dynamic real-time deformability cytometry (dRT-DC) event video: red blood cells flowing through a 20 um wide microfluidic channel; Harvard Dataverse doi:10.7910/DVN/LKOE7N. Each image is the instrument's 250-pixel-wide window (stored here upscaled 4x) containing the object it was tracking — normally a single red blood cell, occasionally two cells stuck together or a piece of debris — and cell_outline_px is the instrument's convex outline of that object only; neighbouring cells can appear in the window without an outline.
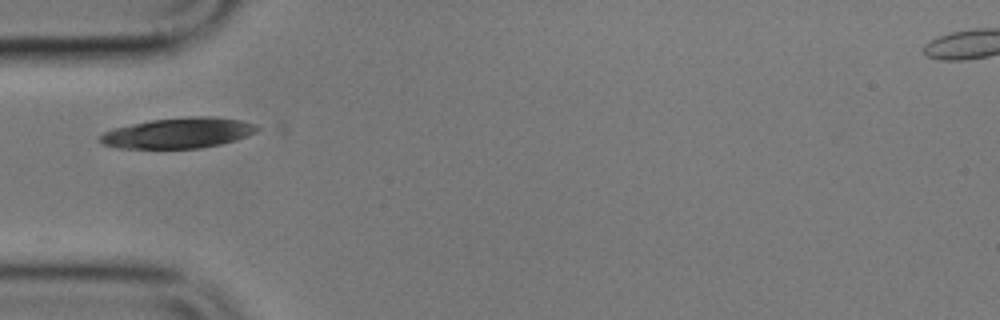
{"species": "common noctule bat (a hibernating species)", "species_latin": "Nyctalus noctula", "temperature_condition": "cold", "stored_images_in_passage": 6, "camera_frame_rate_fps": 3000, "um_per_image_px": 0.085, "animal": {"sex": "male", "body_mass_g": 17.9}, "frame": {"image": 1, "passage_image": 1, "time_ms": 0.0, "image_size_px": [1000, 320], "cell_outline_px": [[264, 128], [248, 136], [236, 140], [220, 144], [200, 148], [116, 148], [100, 144], [96, 140], [104, 132], [112, 128], [152, 120], [188, 116], [212, 116], [240, 120], [256, 124]], "centroid_in_image_um": [15.17, 11.3], "position_along_channel_um": 69.8, "area_um2": 28.26}}
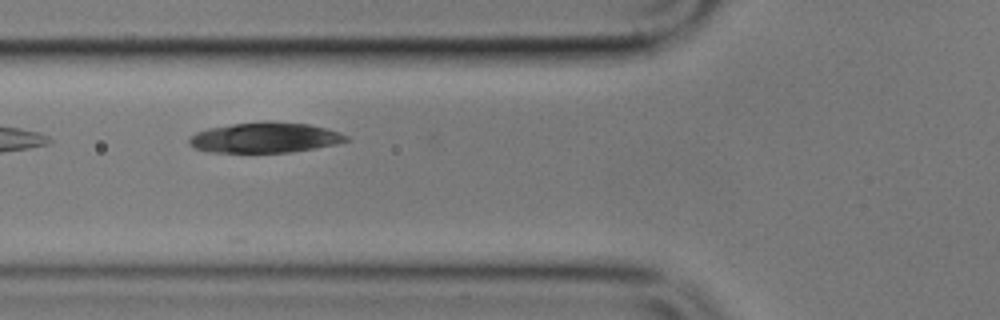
{"frame": {"image": 2, "passage_image": 2, "time_ms": 1.0, "image_size_px": [1000, 320], "cell_outline_px": [[348, 140], [336, 144], [316, 148], [292, 152], [208, 152], [196, 148], [188, 144], [188, 140], [196, 132], [208, 128], [232, 124], [268, 120], [272, 120], [308, 124], [328, 128], [340, 132], [348, 136]], "centroid_in_image_um": [22.54, 11.68], "position_along_channel_um": 103.3, "area_um2": 27.98}}
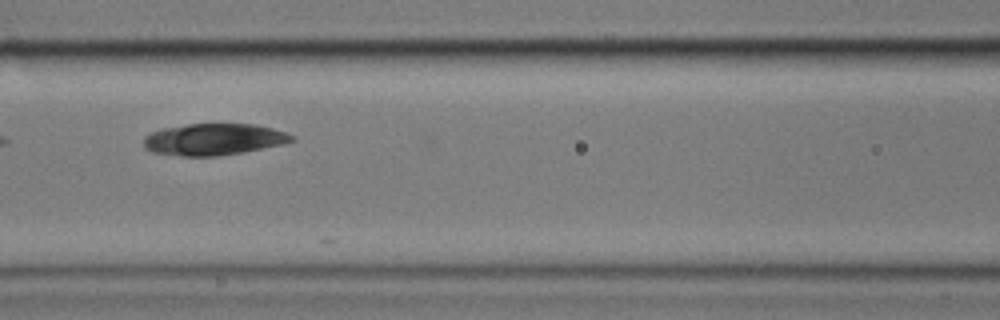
{"frame": {"image": 3, "passage_image": 3, "time_ms": 2.333, "image_size_px": [1000, 320], "cell_outline_px": [[296, 140], [280, 144], [244, 152], [216, 156], [184, 156], [152, 152], [144, 148], [144, 136], [152, 132], [164, 128], [188, 124], [256, 124], [272, 128], [296, 136]], "centroid_in_image_um": [18.17, 11.84], "position_along_channel_um": 148.4, "area_um2": 27.17}}